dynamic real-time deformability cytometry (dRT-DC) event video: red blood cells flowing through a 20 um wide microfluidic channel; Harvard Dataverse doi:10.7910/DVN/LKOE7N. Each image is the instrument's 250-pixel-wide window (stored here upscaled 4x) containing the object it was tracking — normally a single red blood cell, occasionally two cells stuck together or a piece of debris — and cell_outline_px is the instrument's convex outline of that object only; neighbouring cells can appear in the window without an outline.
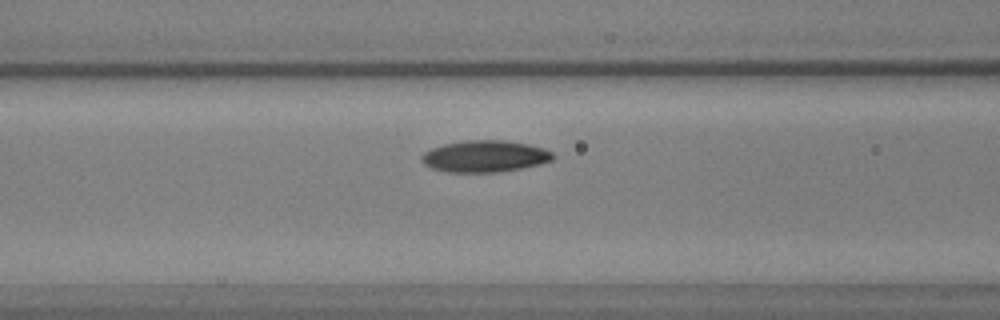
{"species": "common noctule bat (a hibernating species)", "species_latin": "Nyctalus noctula", "temperature_condition": "warm", "stored_images_in_passage": 36, "camera_frame_rate_fps": 3000, "um_per_image_px": 0.085, "animal": {"sex": "male", "body_mass_g": 17.9, "forearm_length_mm": 54.2}, "frame": {"image": 1, "passage_image": 6, "time_ms": 1.667, "image_size_px": [1000, 320], "cell_outline_px": [[556, 156], [552, 160], [540, 164], [520, 168], [496, 172], [448, 172], [432, 168], [424, 164], [420, 160], [420, 156], [424, 152], [432, 148], [444, 144], [464, 140], [504, 140], [528, 144], [544, 148], [552, 152]], "centroid_in_image_um": [41.2, 13.28], "position_along_channel_um": 125.4, "area_um2": 24.28}}
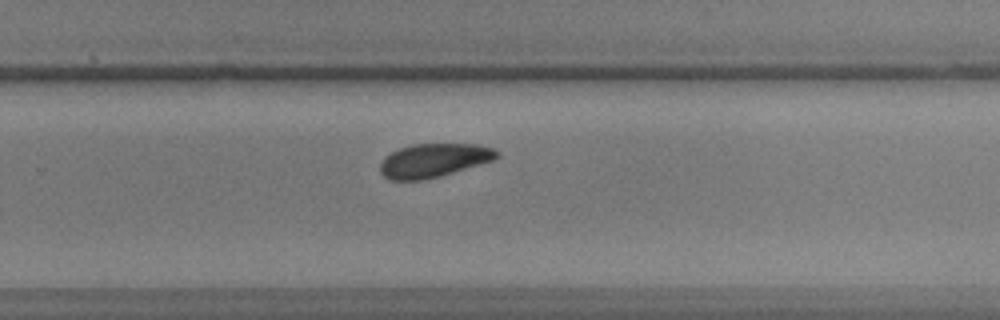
{"frame": {"image": 2, "passage_image": 19, "time_ms": 6.0, "image_size_px": [1000, 320], "cell_outline_px": [[500, 156], [496, 160], [452, 172], [420, 180], [388, 180], [380, 172], [380, 164], [392, 152], [400, 148], [412, 144], [476, 144], [492, 148], [500, 152]], "centroid_in_image_um": [36.9, 13.62], "position_along_channel_um": 292.9, "area_um2": 22.66}}
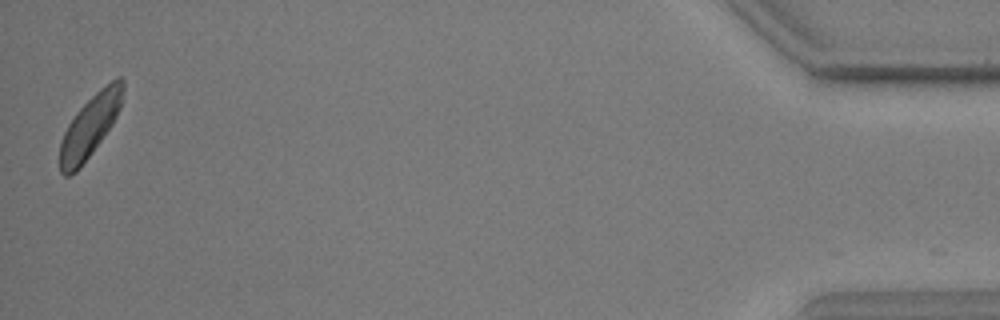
{"frame": {"image": 3, "passage_image": 36, "time_ms": 11.667, "image_size_px": [1000, 320], "cell_outline_px": [[124, 88], [120, 108], [112, 124], [92, 152], [80, 168], [76, 172], [68, 176], [64, 176], [60, 172], [60, 140], [68, 124], [76, 112], [100, 88], [116, 76], [120, 76], [124, 80]], "centroid_in_image_um": [7.65, 10.7], "position_along_channel_um": 427.6, "area_um2": 22.72}, "authors_computed_cell_mechanics": {"area_um2": 23.6402, "velocity_mm_per_s": 3.8764, "shape_relaxation_time_tau1_ms": 1.8451, "shape_relaxation_time_tau2_ms": 10.7756, "deformation_change_tau1": 0.0652, "deformation_change_tau2": 0.1576}}